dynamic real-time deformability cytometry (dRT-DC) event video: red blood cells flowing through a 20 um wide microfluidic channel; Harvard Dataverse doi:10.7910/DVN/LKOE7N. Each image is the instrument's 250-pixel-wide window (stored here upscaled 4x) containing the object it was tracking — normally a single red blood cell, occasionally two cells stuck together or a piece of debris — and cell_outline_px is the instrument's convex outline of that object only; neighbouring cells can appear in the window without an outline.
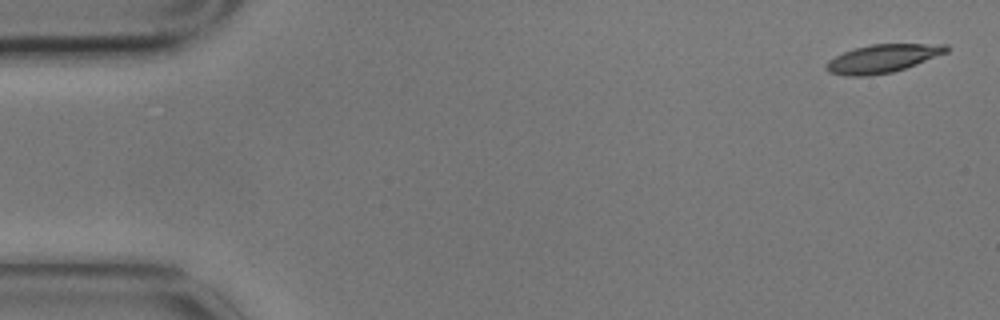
{"species": "common noctule bat (a hibernating species)", "species_latin": "Nyctalus noctula", "temperature_condition": "cold", "stored_images_in_passage": 4, "camera_frame_rate_fps": 3000, "um_per_image_px": 0.085, "animal": {"sex": "male", "body_mass_g": 17.9}, "frame": {"image": 1, "passage_image": 1, "time_ms": 0.0, "image_size_px": [1000, 320], "cell_outline_px": [[952, 48], [948, 52], [916, 64], [892, 72], [868, 76], [848, 76], [828, 72], [828, 60], [844, 52], [856, 48], [872, 44], [948, 44]], "centroid_in_image_um": [75.08, 4.97], "position_along_channel_um": 9.9, "area_um2": 19.54}}
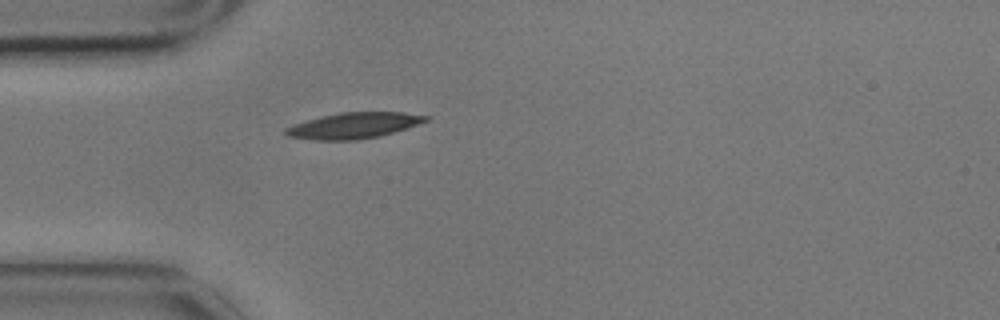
{"frame": {"image": 2, "passage_image": 4, "time_ms": 1.0, "image_size_px": [1000, 320], "cell_outline_px": [[432, 116], [428, 120], [380, 136], [356, 140], [316, 140], [288, 136], [284, 132], [284, 128], [308, 120], [340, 112], [404, 112]], "centroid_in_image_um": [30.08, 10.66], "position_along_channel_um": 54.9, "area_um2": 20.81}}